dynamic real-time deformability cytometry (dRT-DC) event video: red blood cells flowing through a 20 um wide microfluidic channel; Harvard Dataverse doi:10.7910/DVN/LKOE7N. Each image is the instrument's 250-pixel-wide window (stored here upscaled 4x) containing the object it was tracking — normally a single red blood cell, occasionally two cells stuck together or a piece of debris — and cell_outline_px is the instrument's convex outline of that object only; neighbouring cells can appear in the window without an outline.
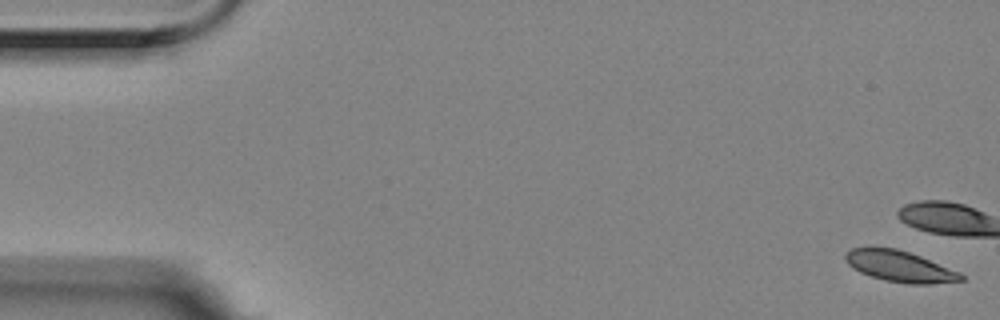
{"species": "Egyptian fruit bat (a non-hibernating species)", "species_latin": "Rousettus aegyptiacus", "temperature_condition": "room temperature", "stored_images_in_passage": 6, "camera_frame_rate_fps": 3000, "um_per_image_px": 0.085, "animal": {"sex": "female"}, "frame": {"image": 1, "passage_image": 1, "time_ms": 0.0, "image_size_px": [1000, 320], "cell_outline_px": [[964, 280], [932, 284], [908, 284], [884, 280], [860, 272], [852, 268], [844, 260], [844, 252], [852, 248], [896, 248], [920, 256], [960, 272], [964, 276]], "centroid_in_image_um": [76.47, 22.65], "position_along_channel_um": 8.5, "area_um2": 20.87}}